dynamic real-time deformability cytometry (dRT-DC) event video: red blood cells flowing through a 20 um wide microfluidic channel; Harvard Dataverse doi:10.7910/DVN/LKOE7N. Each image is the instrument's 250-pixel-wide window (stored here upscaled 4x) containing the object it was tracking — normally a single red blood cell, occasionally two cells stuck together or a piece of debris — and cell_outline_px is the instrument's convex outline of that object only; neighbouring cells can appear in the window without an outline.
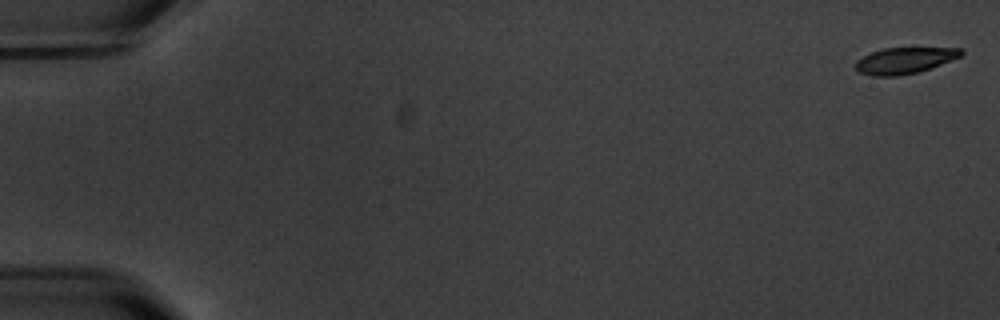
{"species": "common noctule bat (a hibernating species)", "species_latin": "Nyctalus noctula", "temperature_condition": "warm", "stored_images_in_passage": 6, "segment_of_instrument_passage": [1, 2], "camera_frame_rate_fps": 3000, "um_per_image_px": 0.085, "animal": {"sex": "male", "body_mass_g": 20.1, "forearm_length_mm": 53.5}, "frame": {"image": 1, "passage_image": 1, "time_ms": 0.0, "image_size_px": [1000, 320], "cell_outline_px": [[964, 52], [960, 56], [940, 64], [916, 72], [896, 76], [872, 76], [860, 72], [856, 68], [856, 60], [872, 52], [884, 48], [964, 48]], "centroid_in_image_um": [76.87, 5.13], "position_along_channel_um": 8.1, "area_um2": 15.78}}
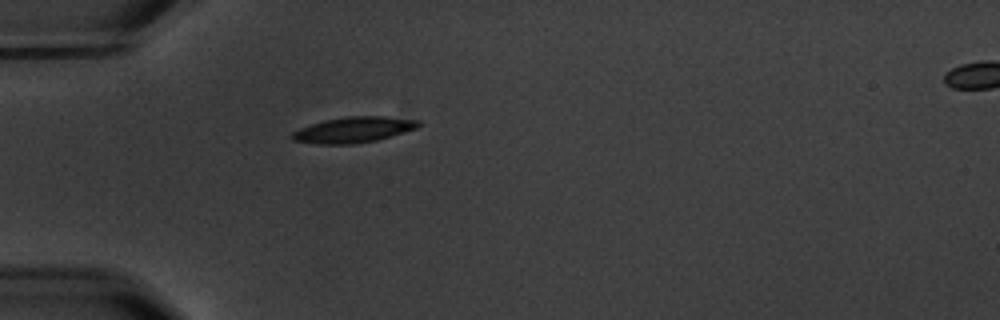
{"frame": {"image": 2, "passage_image": 5, "time_ms": 5.667, "image_size_px": [1000, 320], "cell_outline_px": [[424, 124], [416, 128], [376, 140], [352, 144], [316, 144], [292, 140], [288, 136], [292, 132], [300, 128], [324, 120], [348, 116], [384, 116], [420, 120]], "centroid_in_image_um": [30.03, 11.02], "position_along_channel_um": 55.0, "area_um2": 18.96}}